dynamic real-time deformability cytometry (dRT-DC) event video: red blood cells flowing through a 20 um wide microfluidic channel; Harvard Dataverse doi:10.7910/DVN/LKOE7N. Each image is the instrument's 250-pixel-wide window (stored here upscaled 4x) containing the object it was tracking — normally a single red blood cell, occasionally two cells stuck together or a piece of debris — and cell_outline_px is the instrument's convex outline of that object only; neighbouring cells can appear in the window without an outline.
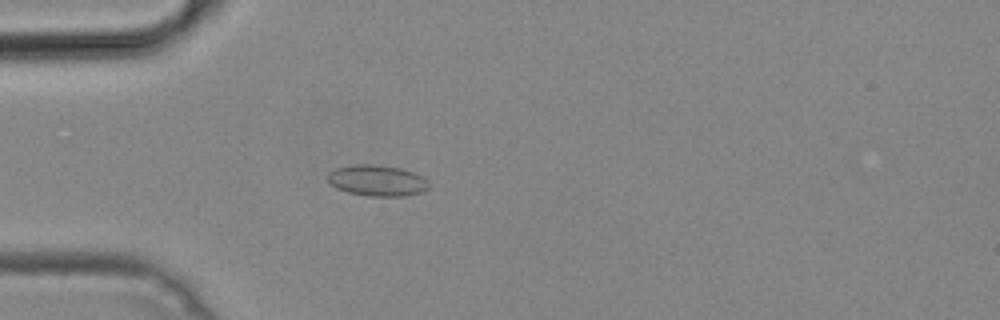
{"species": "common noctule bat (a hibernating species)", "species_latin": "Nyctalus noctula", "temperature_condition": "cold", "stored_images_in_passage": 43, "camera_frame_rate_fps": 3000, "um_per_image_px": 0.085, "animal": {"sex": "male", "body_mass_g": 19.2, "forearm_length_mm": 51.8}, "frame": {"image": 1, "passage_image": 7, "time_ms": 2.0, "image_size_px": [1000, 320], "cell_outline_px": [[428, 188], [424, 192], [404, 196], [368, 196], [348, 192], [336, 188], [328, 180], [328, 172], [336, 168], [356, 164], [372, 164], [400, 168], [412, 172], [428, 180]], "centroid_in_image_um": [32.06, 15.35], "position_along_channel_um": 52.9, "area_um2": 18.21}}
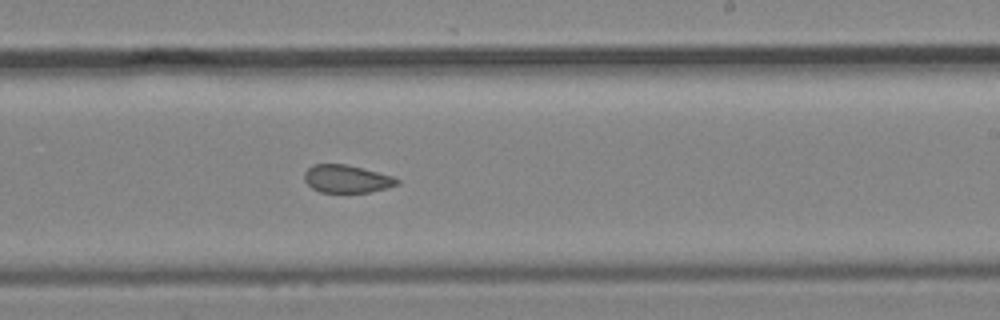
{"frame": {"image": 2, "passage_image": 23, "time_ms": 7.333, "image_size_px": [1000, 320], "cell_outline_px": [[400, 184], [388, 188], [368, 192], [320, 192], [312, 188], [304, 180], [304, 172], [312, 164], [344, 164], [392, 176], [400, 180]], "centroid_in_image_um": [29.46, 15.21], "position_along_channel_um": 259.5, "area_um2": 14.91}}
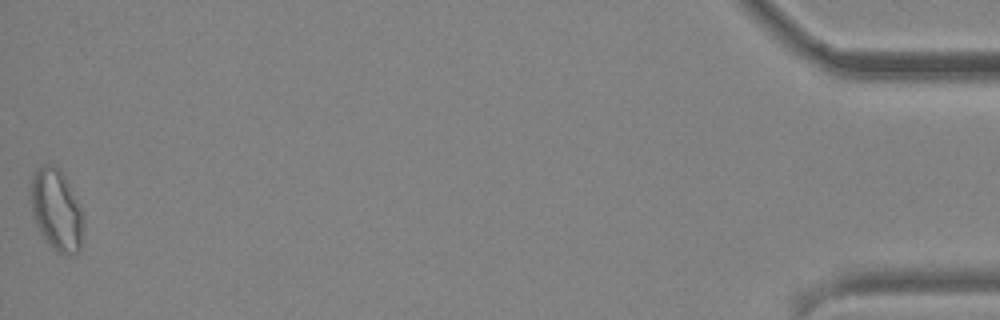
{"frame": {"image": 3, "passage_image": 43, "time_ms": 14.0, "image_size_px": [1000, 320], "cell_outline_px": [[84, 224], [80, 248], [76, 252], [56, 252], [44, 236], [36, 224], [32, 212], [32, 176], [36, 168], [44, 164], [56, 164], [60, 168], [84, 216]], "centroid_in_image_um": [4.81, 17.79], "position_along_channel_um": 430.4, "area_um2": 24.33}}